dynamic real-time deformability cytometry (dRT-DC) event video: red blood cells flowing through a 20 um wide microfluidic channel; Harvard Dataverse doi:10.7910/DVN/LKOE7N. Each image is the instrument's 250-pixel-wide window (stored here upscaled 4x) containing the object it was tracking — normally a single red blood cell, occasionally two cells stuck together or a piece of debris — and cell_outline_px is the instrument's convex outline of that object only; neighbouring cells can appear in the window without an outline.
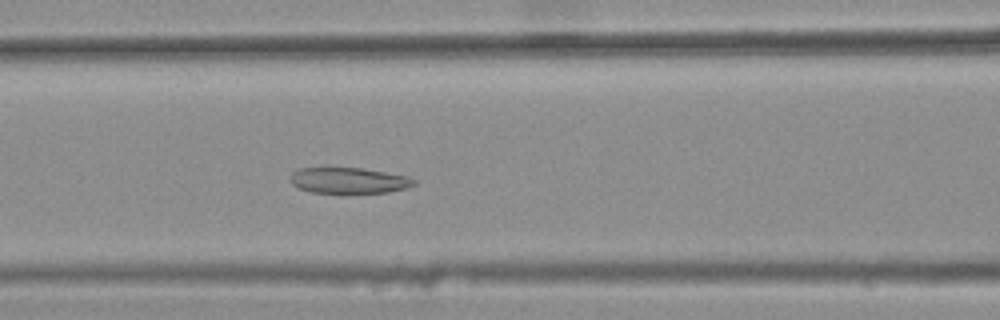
{"species": "common noctule bat (a hibernating species)", "species_latin": "Nyctalus noctula", "temperature_condition": "warm", "stored_images_in_passage": 43, "camera_frame_rate_fps": 3000, "um_per_image_px": 0.085, "animal": {"sex": "female", "body_mass_g": 25.1}, "frame": {"image": 1, "passage_image": 21, "time_ms": 6.667, "image_size_px": [1000, 320], "cell_outline_px": [[416, 184], [408, 188], [388, 192], [312, 192], [300, 188], [292, 184], [288, 180], [292, 172], [300, 168], [360, 168], [408, 176], [416, 180]], "centroid_in_image_um": [29.65, 15.33], "position_along_channel_um": 137.0, "area_um2": 18.44}}
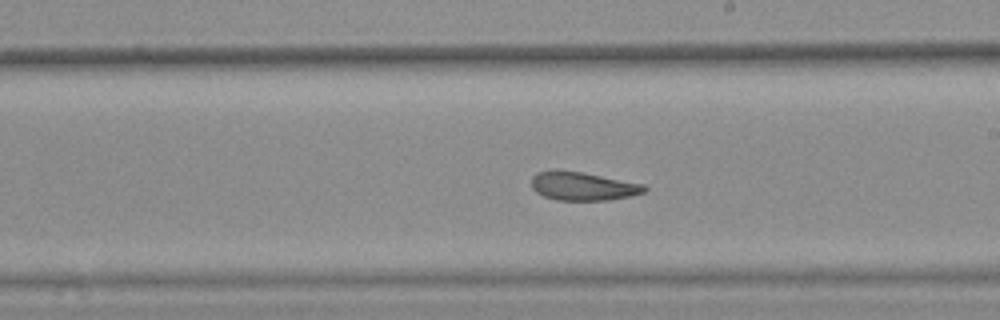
{"frame": {"image": 2, "passage_image": 29, "time_ms": 9.333, "image_size_px": [1000, 320], "cell_outline_px": [[648, 188], [644, 192], [632, 196], [608, 200], [556, 200], [544, 196], [536, 192], [532, 188], [532, 176], [536, 172], [552, 168], [584, 172], [644, 184]], "centroid_in_image_um": [49.52, 15.8], "position_along_channel_um": 239.5, "area_um2": 19.13}}
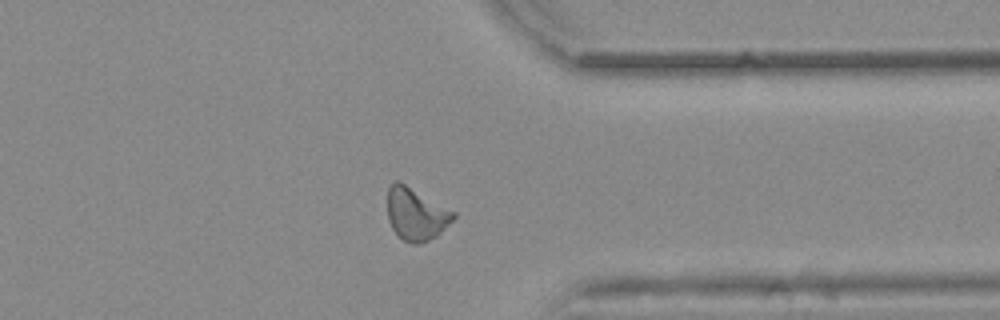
{"frame": {"image": 3, "passage_image": 40, "time_ms": 13.0, "image_size_px": [1000, 320], "cell_outline_px": [[456, 216], [436, 236], [420, 244], [412, 244], [404, 240], [392, 228], [388, 220], [388, 188], [396, 180], [400, 180], [456, 212]], "centroid_in_image_um": [35.36, 18.17], "position_along_channel_um": 376.0, "area_um2": 20.11}, "authors_computed_cell_mechanics": {"area_um2": 19.9988, "velocity_mm_per_s": 3.8514, "shape_relaxation_time_tau1_ms": null, "shape_relaxation_time_tau2_ms": 4.0061, "deformation_change_tau1": null, "deformation_change_tau2": 0.1287}}